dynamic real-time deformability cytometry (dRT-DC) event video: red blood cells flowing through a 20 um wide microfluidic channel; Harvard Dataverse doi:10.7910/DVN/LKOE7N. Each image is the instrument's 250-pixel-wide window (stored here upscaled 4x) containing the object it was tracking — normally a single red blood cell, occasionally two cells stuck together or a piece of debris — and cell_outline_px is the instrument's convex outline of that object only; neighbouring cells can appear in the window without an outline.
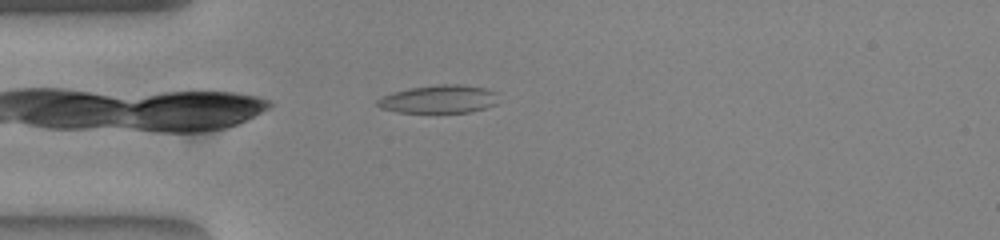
{"species": "common noctule bat (a hibernating species)", "species_latin": "Nyctalus noctula", "temperature_condition": "warm", "stored_images_in_passage": 40, "camera_frame_rate_fps": 3000, "um_per_image_px": 0.085, "animal": {"sex": "female", "body_mass_g": 23.0, "forearm_length_mm": 53.4}, "frame": {"image": 1, "passage_image": 1, "time_ms": 0.0, "image_size_px": [1000, 240], "cell_outline_px": [[496, 104], [484, 108], [468, 112], [396, 112], [380, 108], [376, 104], [376, 100], [392, 92], [412, 88], [440, 84], [460, 84], [484, 88], [496, 92]], "centroid_in_image_um": [37.28, 8.43], "position_along_channel_um": 47.7, "area_um2": 19.59}}
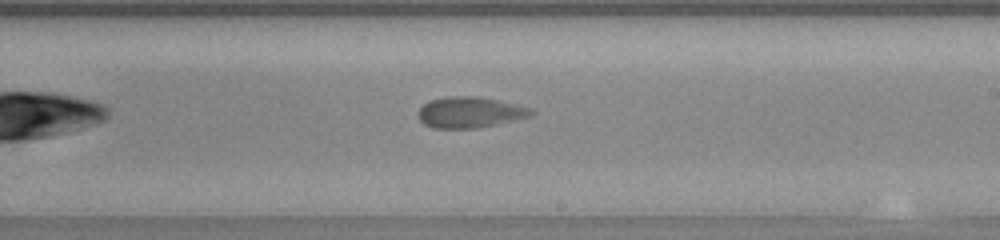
{"frame": {"image": 2, "passage_image": 18, "time_ms": 5.667, "image_size_px": [1000, 240], "cell_outline_px": [[536, 112], [532, 116], [480, 128], [432, 128], [424, 124], [416, 116], [416, 112], [428, 100], [448, 96], [476, 96], [500, 100], [532, 108]], "centroid_in_image_um": [39.94, 9.54], "position_along_channel_um": 249.1, "area_um2": 20.75}}
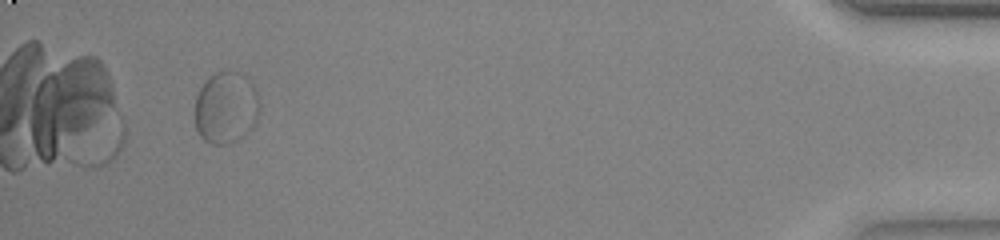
{"frame": {"image": 3, "passage_image": 37, "time_ms": 12.0, "image_size_px": [1000, 240], "cell_outline_px": [[260, 108], [256, 120], [252, 128], [244, 136], [228, 144], [212, 144], [204, 140], [200, 136], [196, 128], [196, 96], [200, 88], [208, 76], [216, 72], [236, 72], [252, 80], [256, 88], [260, 104]], "centroid_in_image_um": [19.23, 9.15], "position_along_channel_um": 416.0, "area_um2": 27.28}}